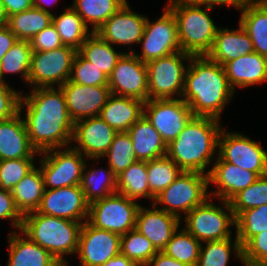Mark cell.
Here are the masks:
<instances>
[{
	"label": "cell",
	"instance_id": "cell-1",
	"mask_svg": "<svg viewBox=\"0 0 267 266\" xmlns=\"http://www.w3.org/2000/svg\"><path fill=\"white\" fill-rule=\"evenodd\" d=\"M24 108L27 134L38 153L71 146L74 122L61 87L32 88L30 94H21L19 112Z\"/></svg>",
	"mask_w": 267,
	"mask_h": 266
},
{
	"label": "cell",
	"instance_id": "cell-2",
	"mask_svg": "<svg viewBox=\"0 0 267 266\" xmlns=\"http://www.w3.org/2000/svg\"><path fill=\"white\" fill-rule=\"evenodd\" d=\"M234 94L222 65L207 56L191 57L181 98L194 116L220 120L221 113Z\"/></svg>",
	"mask_w": 267,
	"mask_h": 266
},
{
	"label": "cell",
	"instance_id": "cell-3",
	"mask_svg": "<svg viewBox=\"0 0 267 266\" xmlns=\"http://www.w3.org/2000/svg\"><path fill=\"white\" fill-rule=\"evenodd\" d=\"M220 120L211 117L193 116L176 139L167 145V156L185 172L206 171L218 150Z\"/></svg>",
	"mask_w": 267,
	"mask_h": 266
},
{
	"label": "cell",
	"instance_id": "cell-4",
	"mask_svg": "<svg viewBox=\"0 0 267 266\" xmlns=\"http://www.w3.org/2000/svg\"><path fill=\"white\" fill-rule=\"evenodd\" d=\"M83 223L33 211L23 216L19 232L48 250L62 266H68L64 255L77 253Z\"/></svg>",
	"mask_w": 267,
	"mask_h": 266
},
{
	"label": "cell",
	"instance_id": "cell-5",
	"mask_svg": "<svg viewBox=\"0 0 267 266\" xmlns=\"http://www.w3.org/2000/svg\"><path fill=\"white\" fill-rule=\"evenodd\" d=\"M166 6L176 18L181 51L192 56H206L219 28L209 15L213 7L187 0H169Z\"/></svg>",
	"mask_w": 267,
	"mask_h": 266
},
{
	"label": "cell",
	"instance_id": "cell-6",
	"mask_svg": "<svg viewBox=\"0 0 267 266\" xmlns=\"http://www.w3.org/2000/svg\"><path fill=\"white\" fill-rule=\"evenodd\" d=\"M208 187V174L182 171L152 203L155 206L162 205L161 210L180 219L181 212L186 215L210 197Z\"/></svg>",
	"mask_w": 267,
	"mask_h": 266
},
{
	"label": "cell",
	"instance_id": "cell-7",
	"mask_svg": "<svg viewBox=\"0 0 267 266\" xmlns=\"http://www.w3.org/2000/svg\"><path fill=\"white\" fill-rule=\"evenodd\" d=\"M210 200L209 197L202 205L184 215L186 223L184 229L201 243L232 238L230 228L236 226L235 216L229 202L220 200L222 204L220 206L213 204L214 202Z\"/></svg>",
	"mask_w": 267,
	"mask_h": 266
},
{
	"label": "cell",
	"instance_id": "cell-8",
	"mask_svg": "<svg viewBox=\"0 0 267 266\" xmlns=\"http://www.w3.org/2000/svg\"><path fill=\"white\" fill-rule=\"evenodd\" d=\"M191 57L192 55L179 51L146 63L148 100L181 98ZM184 62H187L186 66Z\"/></svg>",
	"mask_w": 267,
	"mask_h": 266
},
{
	"label": "cell",
	"instance_id": "cell-9",
	"mask_svg": "<svg viewBox=\"0 0 267 266\" xmlns=\"http://www.w3.org/2000/svg\"><path fill=\"white\" fill-rule=\"evenodd\" d=\"M140 206L136 201L115 193L89 204L87 222L95 228L122 236L135 229Z\"/></svg>",
	"mask_w": 267,
	"mask_h": 266
},
{
	"label": "cell",
	"instance_id": "cell-10",
	"mask_svg": "<svg viewBox=\"0 0 267 266\" xmlns=\"http://www.w3.org/2000/svg\"><path fill=\"white\" fill-rule=\"evenodd\" d=\"M40 171L45 189L80 185L85 156L71 146L40 153ZM49 187V188H48Z\"/></svg>",
	"mask_w": 267,
	"mask_h": 266
},
{
	"label": "cell",
	"instance_id": "cell-11",
	"mask_svg": "<svg viewBox=\"0 0 267 266\" xmlns=\"http://www.w3.org/2000/svg\"><path fill=\"white\" fill-rule=\"evenodd\" d=\"M76 53L77 50L69 46L33 52L28 85L32 88L60 87L70 78Z\"/></svg>",
	"mask_w": 267,
	"mask_h": 266
},
{
	"label": "cell",
	"instance_id": "cell-12",
	"mask_svg": "<svg viewBox=\"0 0 267 266\" xmlns=\"http://www.w3.org/2000/svg\"><path fill=\"white\" fill-rule=\"evenodd\" d=\"M139 44H142L141 55L132 48L129 53H134L144 63L181 51L176 18L167 6L155 22L147 18Z\"/></svg>",
	"mask_w": 267,
	"mask_h": 266
},
{
	"label": "cell",
	"instance_id": "cell-13",
	"mask_svg": "<svg viewBox=\"0 0 267 266\" xmlns=\"http://www.w3.org/2000/svg\"><path fill=\"white\" fill-rule=\"evenodd\" d=\"M218 152L223 161L241 169L267 175V151L259 142L251 140L239 132H227L222 128L218 139Z\"/></svg>",
	"mask_w": 267,
	"mask_h": 266
},
{
	"label": "cell",
	"instance_id": "cell-14",
	"mask_svg": "<svg viewBox=\"0 0 267 266\" xmlns=\"http://www.w3.org/2000/svg\"><path fill=\"white\" fill-rule=\"evenodd\" d=\"M143 115L168 145L194 116L182 98L151 99L143 105Z\"/></svg>",
	"mask_w": 267,
	"mask_h": 266
},
{
	"label": "cell",
	"instance_id": "cell-15",
	"mask_svg": "<svg viewBox=\"0 0 267 266\" xmlns=\"http://www.w3.org/2000/svg\"><path fill=\"white\" fill-rule=\"evenodd\" d=\"M113 95L148 101V72L146 63L134 53L125 52L117 61L108 79Z\"/></svg>",
	"mask_w": 267,
	"mask_h": 266
},
{
	"label": "cell",
	"instance_id": "cell-16",
	"mask_svg": "<svg viewBox=\"0 0 267 266\" xmlns=\"http://www.w3.org/2000/svg\"><path fill=\"white\" fill-rule=\"evenodd\" d=\"M89 203L80 185L45 189L39 208L40 214L85 222L88 218Z\"/></svg>",
	"mask_w": 267,
	"mask_h": 266
},
{
	"label": "cell",
	"instance_id": "cell-17",
	"mask_svg": "<svg viewBox=\"0 0 267 266\" xmlns=\"http://www.w3.org/2000/svg\"><path fill=\"white\" fill-rule=\"evenodd\" d=\"M120 238L116 233L95 228L85 221L80 230L76 253L80 266H100L119 255Z\"/></svg>",
	"mask_w": 267,
	"mask_h": 266
},
{
	"label": "cell",
	"instance_id": "cell-18",
	"mask_svg": "<svg viewBox=\"0 0 267 266\" xmlns=\"http://www.w3.org/2000/svg\"><path fill=\"white\" fill-rule=\"evenodd\" d=\"M117 133L100 116L81 119L74 123L72 142L77 146L72 147L86 158L100 160Z\"/></svg>",
	"mask_w": 267,
	"mask_h": 266
},
{
	"label": "cell",
	"instance_id": "cell-19",
	"mask_svg": "<svg viewBox=\"0 0 267 266\" xmlns=\"http://www.w3.org/2000/svg\"><path fill=\"white\" fill-rule=\"evenodd\" d=\"M60 87L68 114L74 123L81 119L99 116L111 95L108 86H84L68 80Z\"/></svg>",
	"mask_w": 267,
	"mask_h": 266
},
{
	"label": "cell",
	"instance_id": "cell-20",
	"mask_svg": "<svg viewBox=\"0 0 267 266\" xmlns=\"http://www.w3.org/2000/svg\"><path fill=\"white\" fill-rule=\"evenodd\" d=\"M146 20V16L131 11L127 2L95 32L112 46H131L140 43Z\"/></svg>",
	"mask_w": 267,
	"mask_h": 266
},
{
	"label": "cell",
	"instance_id": "cell-21",
	"mask_svg": "<svg viewBox=\"0 0 267 266\" xmlns=\"http://www.w3.org/2000/svg\"><path fill=\"white\" fill-rule=\"evenodd\" d=\"M210 169H208V183L217 186V190L210 193V198L229 201L234 195L254 183L259 176L249 170L241 169L232 163L223 161L216 156ZM212 196V197H211Z\"/></svg>",
	"mask_w": 267,
	"mask_h": 266
},
{
	"label": "cell",
	"instance_id": "cell-22",
	"mask_svg": "<svg viewBox=\"0 0 267 266\" xmlns=\"http://www.w3.org/2000/svg\"><path fill=\"white\" fill-rule=\"evenodd\" d=\"M151 206L150 209L142 205L139 207L135 229L144 235L157 251H162L183 221L154 204Z\"/></svg>",
	"mask_w": 267,
	"mask_h": 266
},
{
	"label": "cell",
	"instance_id": "cell-23",
	"mask_svg": "<svg viewBox=\"0 0 267 266\" xmlns=\"http://www.w3.org/2000/svg\"><path fill=\"white\" fill-rule=\"evenodd\" d=\"M40 155L31 145L21 113L0 121V161L35 158Z\"/></svg>",
	"mask_w": 267,
	"mask_h": 266
},
{
	"label": "cell",
	"instance_id": "cell-24",
	"mask_svg": "<svg viewBox=\"0 0 267 266\" xmlns=\"http://www.w3.org/2000/svg\"><path fill=\"white\" fill-rule=\"evenodd\" d=\"M228 83L235 91L267 81V57L257 52L239 56L223 65Z\"/></svg>",
	"mask_w": 267,
	"mask_h": 266
},
{
	"label": "cell",
	"instance_id": "cell-25",
	"mask_svg": "<svg viewBox=\"0 0 267 266\" xmlns=\"http://www.w3.org/2000/svg\"><path fill=\"white\" fill-rule=\"evenodd\" d=\"M252 52H254L252 41L239 24V27L233 30L219 27L212 49L206 56L223 66L226 62Z\"/></svg>",
	"mask_w": 267,
	"mask_h": 266
},
{
	"label": "cell",
	"instance_id": "cell-26",
	"mask_svg": "<svg viewBox=\"0 0 267 266\" xmlns=\"http://www.w3.org/2000/svg\"><path fill=\"white\" fill-rule=\"evenodd\" d=\"M20 235L14 230L9 234L7 266H62L48 250Z\"/></svg>",
	"mask_w": 267,
	"mask_h": 266
},
{
	"label": "cell",
	"instance_id": "cell-27",
	"mask_svg": "<svg viewBox=\"0 0 267 266\" xmlns=\"http://www.w3.org/2000/svg\"><path fill=\"white\" fill-rule=\"evenodd\" d=\"M144 102L111 94L99 116L117 132H127L143 116Z\"/></svg>",
	"mask_w": 267,
	"mask_h": 266
},
{
	"label": "cell",
	"instance_id": "cell-28",
	"mask_svg": "<svg viewBox=\"0 0 267 266\" xmlns=\"http://www.w3.org/2000/svg\"><path fill=\"white\" fill-rule=\"evenodd\" d=\"M139 161H151L167 154V144L143 115L127 131Z\"/></svg>",
	"mask_w": 267,
	"mask_h": 266
},
{
	"label": "cell",
	"instance_id": "cell-29",
	"mask_svg": "<svg viewBox=\"0 0 267 266\" xmlns=\"http://www.w3.org/2000/svg\"><path fill=\"white\" fill-rule=\"evenodd\" d=\"M239 24L248 33L254 48L261 56L267 57V0L244 5Z\"/></svg>",
	"mask_w": 267,
	"mask_h": 266
},
{
	"label": "cell",
	"instance_id": "cell-30",
	"mask_svg": "<svg viewBox=\"0 0 267 266\" xmlns=\"http://www.w3.org/2000/svg\"><path fill=\"white\" fill-rule=\"evenodd\" d=\"M77 52L108 77L117 61L125 53H122V51L116 52L114 46L103 40L96 32H93L86 39Z\"/></svg>",
	"mask_w": 267,
	"mask_h": 266
},
{
	"label": "cell",
	"instance_id": "cell-31",
	"mask_svg": "<svg viewBox=\"0 0 267 266\" xmlns=\"http://www.w3.org/2000/svg\"><path fill=\"white\" fill-rule=\"evenodd\" d=\"M44 190L43 175L37 167L13 188L14 203L23 216L39 208Z\"/></svg>",
	"mask_w": 267,
	"mask_h": 266
},
{
	"label": "cell",
	"instance_id": "cell-32",
	"mask_svg": "<svg viewBox=\"0 0 267 266\" xmlns=\"http://www.w3.org/2000/svg\"><path fill=\"white\" fill-rule=\"evenodd\" d=\"M52 23L60 36L63 46L72 47L77 51L93 33L71 6L64 8L63 13L58 16L53 14Z\"/></svg>",
	"mask_w": 267,
	"mask_h": 266
},
{
	"label": "cell",
	"instance_id": "cell-33",
	"mask_svg": "<svg viewBox=\"0 0 267 266\" xmlns=\"http://www.w3.org/2000/svg\"><path fill=\"white\" fill-rule=\"evenodd\" d=\"M107 168L89 170L85 164L80 186L89 204L117 193V177L109 166Z\"/></svg>",
	"mask_w": 267,
	"mask_h": 266
},
{
	"label": "cell",
	"instance_id": "cell-34",
	"mask_svg": "<svg viewBox=\"0 0 267 266\" xmlns=\"http://www.w3.org/2000/svg\"><path fill=\"white\" fill-rule=\"evenodd\" d=\"M53 14L32 7L29 10L8 16L7 27L18 40L31 39L52 24Z\"/></svg>",
	"mask_w": 267,
	"mask_h": 266
},
{
	"label": "cell",
	"instance_id": "cell-35",
	"mask_svg": "<svg viewBox=\"0 0 267 266\" xmlns=\"http://www.w3.org/2000/svg\"><path fill=\"white\" fill-rule=\"evenodd\" d=\"M117 193L134 201L139 198L150 200L146 161H135L117 176Z\"/></svg>",
	"mask_w": 267,
	"mask_h": 266
},
{
	"label": "cell",
	"instance_id": "cell-36",
	"mask_svg": "<svg viewBox=\"0 0 267 266\" xmlns=\"http://www.w3.org/2000/svg\"><path fill=\"white\" fill-rule=\"evenodd\" d=\"M126 3L127 0H74L71 7L95 32Z\"/></svg>",
	"mask_w": 267,
	"mask_h": 266
},
{
	"label": "cell",
	"instance_id": "cell-37",
	"mask_svg": "<svg viewBox=\"0 0 267 266\" xmlns=\"http://www.w3.org/2000/svg\"><path fill=\"white\" fill-rule=\"evenodd\" d=\"M205 245L202 246V245ZM200 248V255L196 266H227L231 256V249L234 250L237 259L243 263L242 245L237 236L232 242L231 238L218 241L203 242Z\"/></svg>",
	"mask_w": 267,
	"mask_h": 266
},
{
	"label": "cell",
	"instance_id": "cell-38",
	"mask_svg": "<svg viewBox=\"0 0 267 266\" xmlns=\"http://www.w3.org/2000/svg\"><path fill=\"white\" fill-rule=\"evenodd\" d=\"M32 53L30 41L17 40L0 62V82L6 83V73H17L21 74L22 79L26 81L25 84H28Z\"/></svg>",
	"mask_w": 267,
	"mask_h": 266
},
{
	"label": "cell",
	"instance_id": "cell-39",
	"mask_svg": "<svg viewBox=\"0 0 267 266\" xmlns=\"http://www.w3.org/2000/svg\"><path fill=\"white\" fill-rule=\"evenodd\" d=\"M150 199L165 190L182 173V170L167 155L147 161Z\"/></svg>",
	"mask_w": 267,
	"mask_h": 266
},
{
	"label": "cell",
	"instance_id": "cell-40",
	"mask_svg": "<svg viewBox=\"0 0 267 266\" xmlns=\"http://www.w3.org/2000/svg\"><path fill=\"white\" fill-rule=\"evenodd\" d=\"M201 245L199 240L183 228L173 234L162 252L188 266H196Z\"/></svg>",
	"mask_w": 267,
	"mask_h": 266
},
{
	"label": "cell",
	"instance_id": "cell-41",
	"mask_svg": "<svg viewBox=\"0 0 267 266\" xmlns=\"http://www.w3.org/2000/svg\"><path fill=\"white\" fill-rule=\"evenodd\" d=\"M157 252L153 244L136 229L130 230L120 238V254L127 256L139 266H147Z\"/></svg>",
	"mask_w": 267,
	"mask_h": 266
},
{
	"label": "cell",
	"instance_id": "cell-42",
	"mask_svg": "<svg viewBox=\"0 0 267 266\" xmlns=\"http://www.w3.org/2000/svg\"><path fill=\"white\" fill-rule=\"evenodd\" d=\"M103 157H108V166L116 177L137 161L128 132H118Z\"/></svg>",
	"mask_w": 267,
	"mask_h": 266
},
{
	"label": "cell",
	"instance_id": "cell-43",
	"mask_svg": "<svg viewBox=\"0 0 267 266\" xmlns=\"http://www.w3.org/2000/svg\"><path fill=\"white\" fill-rule=\"evenodd\" d=\"M235 222L236 236L243 246L255 235L267 231V204L241 212Z\"/></svg>",
	"mask_w": 267,
	"mask_h": 266
},
{
	"label": "cell",
	"instance_id": "cell-44",
	"mask_svg": "<svg viewBox=\"0 0 267 266\" xmlns=\"http://www.w3.org/2000/svg\"><path fill=\"white\" fill-rule=\"evenodd\" d=\"M235 218L243 211L267 204V175L260 176L250 186L234 195L229 201Z\"/></svg>",
	"mask_w": 267,
	"mask_h": 266
},
{
	"label": "cell",
	"instance_id": "cell-45",
	"mask_svg": "<svg viewBox=\"0 0 267 266\" xmlns=\"http://www.w3.org/2000/svg\"><path fill=\"white\" fill-rule=\"evenodd\" d=\"M35 158H20L0 161V188L12 191L13 188L34 168Z\"/></svg>",
	"mask_w": 267,
	"mask_h": 266
},
{
	"label": "cell",
	"instance_id": "cell-46",
	"mask_svg": "<svg viewBox=\"0 0 267 266\" xmlns=\"http://www.w3.org/2000/svg\"><path fill=\"white\" fill-rule=\"evenodd\" d=\"M109 77L96 66L85 60L78 52L76 53L69 81L84 86H108Z\"/></svg>",
	"mask_w": 267,
	"mask_h": 266
},
{
	"label": "cell",
	"instance_id": "cell-47",
	"mask_svg": "<svg viewBox=\"0 0 267 266\" xmlns=\"http://www.w3.org/2000/svg\"><path fill=\"white\" fill-rule=\"evenodd\" d=\"M245 266H267V231L249 239L242 246Z\"/></svg>",
	"mask_w": 267,
	"mask_h": 266
},
{
	"label": "cell",
	"instance_id": "cell-48",
	"mask_svg": "<svg viewBox=\"0 0 267 266\" xmlns=\"http://www.w3.org/2000/svg\"><path fill=\"white\" fill-rule=\"evenodd\" d=\"M21 93L0 82V121L10 119L19 113Z\"/></svg>",
	"mask_w": 267,
	"mask_h": 266
},
{
	"label": "cell",
	"instance_id": "cell-49",
	"mask_svg": "<svg viewBox=\"0 0 267 266\" xmlns=\"http://www.w3.org/2000/svg\"><path fill=\"white\" fill-rule=\"evenodd\" d=\"M30 44L33 52L50 51L63 46L53 23L36 34Z\"/></svg>",
	"mask_w": 267,
	"mask_h": 266
},
{
	"label": "cell",
	"instance_id": "cell-50",
	"mask_svg": "<svg viewBox=\"0 0 267 266\" xmlns=\"http://www.w3.org/2000/svg\"><path fill=\"white\" fill-rule=\"evenodd\" d=\"M0 219L9 220L16 230H20L23 222V215L17 209L11 191L0 188Z\"/></svg>",
	"mask_w": 267,
	"mask_h": 266
},
{
	"label": "cell",
	"instance_id": "cell-51",
	"mask_svg": "<svg viewBox=\"0 0 267 266\" xmlns=\"http://www.w3.org/2000/svg\"><path fill=\"white\" fill-rule=\"evenodd\" d=\"M7 16L29 10L33 7L32 0H1Z\"/></svg>",
	"mask_w": 267,
	"mask_h": 266
},
{
	"label": "cell",
	"instance_id": "cell-52",
	"mask_svg": "<svg viewBox=\"0 0 267 266\" xmlns=\"http://www.w3.org/2000/svg\"><path fill=\"white\" fill-rule=\"evenodd\" d=\"M17 37L7 26L0 28V62L8 50L17 42Z\"/></svg>",
	"mask_w": 267,
	"mask_h": 266
},
{
	"label": "cell",
	"instance_id": "cell-53",
	"mask_svg": "<svg viewBox=\"0 0 267 266\" xmlns=\"http://www.w3.org/2000/svg\"><path fill=\"white\" fill-rule=\"evenodd\" d=\"M147 266H188L180 261L171 258L162 251H158L150 260Z\"/></svg>",
	"mask_w": 267,
	"mask_h": 266
},
{
	"label": "cell",
	"instance_id": "cell-54",
	"mask_svg": "<svg viewBox=\"0 0 267 266\" xmlns=\"http://www.w3.org/2000/svg\"><path fill=\"white\" fill-rule=\"evenodd\" d=\"M100 266H139L137 263L132 262L127 256L119 254Z\"/></svg>",
	"mask_w": 267,
	"mask_h": 266
},
{
	"label": "cell",
	"instance_id": "cell-55",
	"mask_svg": "<svg viewBox=\"0 0 267 266\" xmlns=\"http://www.w3.org/2000/svg\"><path fill=\"white\" fill-rule=\"evenodd\" d=\"M189 2L206 6H228V0H187Z\"/></svg>",
	"mask_w": 267,
	"mask_h": 266
},
{
	"label": "cell",
	"instance_id": "cell-56",
	"mask_svg": "<svg viewBox=\"0 0 267 266\" xmlns=\"http://www.w3.org/2000/svg\"><path fill=\"white\" fill-rule=\"evenodd\" d=\"M58 0H32V4L34 8L41 9L42 11L52 13L49 11V9H46V6H51L52 4H55ZM44 4V5H43ZM46 4V6H45Z\"/></svg>",
	"mask_w": 267,
	"mask_h": 266
},
{
	"label": "cell",
	"instance_id": "cell-57",
	"mask_svg": "<svg viewBox=\"0 0 267 266\" xmlns=\"http://www.w3.org/2000/svg\"><path fill=\"white\" fill-rule=\"evenodd\" d=\"M259 1L261 0H228V6H232L238 9L241 6L256 3Z\"/></svg>",
	"mask_w": 267,
	"mask_h": 266
},
{
	"label": "cell",
	"instance_id": "cell-58",
	"mask_svg": "<svg viewBox=\"0 0 267 266\" xmlns=\"http://www.w3.org/2000/svg\"><path fill=\"white\" fill-rule=\"evenodd\" d=\"M8 16L6 14L3 3L0 0V28L7 26Z\"/></svg>",
	"mask_w": 267,
	"mask_h": 266
}]
</instances>
